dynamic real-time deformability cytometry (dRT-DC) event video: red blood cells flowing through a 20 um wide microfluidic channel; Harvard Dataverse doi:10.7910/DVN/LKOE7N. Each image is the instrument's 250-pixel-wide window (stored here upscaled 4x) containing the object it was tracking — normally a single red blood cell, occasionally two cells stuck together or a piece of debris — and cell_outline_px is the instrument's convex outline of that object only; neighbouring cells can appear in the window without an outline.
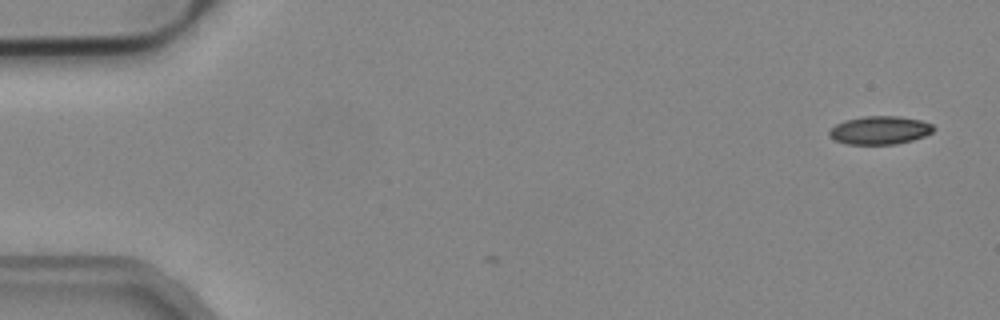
{"species": "common noctule bat (a hibernating species)", "species_latin": "Nyctalus noctula", "temperature_condition": "cold", "stored_images_in_passage": 5, "camera_frame_rate_fps": 3000, "um_per_image_px": 0.085, "animal": {"sex": "male", "body_mass_g": 19.2, "forearm_length_mm": 51.8}, "frame": {"image": 1, "passage_image": 1, "time_ms": 0.0, "image_size_px": [1000, 320], "cell_outline_px": [[936, 128], [932, 132], [924, 136], [912, 140], [896, 144], [848, 144], [836, 140], [828, 136], [828, 132], [836, 124], [844, 120], [864, 116], [900, 116], [920, 120], [932, 124]], "centroid_in_image_um": [74.79, 11.06], "position_along_channel_um": 10.2, "area_um2": 17.17}}